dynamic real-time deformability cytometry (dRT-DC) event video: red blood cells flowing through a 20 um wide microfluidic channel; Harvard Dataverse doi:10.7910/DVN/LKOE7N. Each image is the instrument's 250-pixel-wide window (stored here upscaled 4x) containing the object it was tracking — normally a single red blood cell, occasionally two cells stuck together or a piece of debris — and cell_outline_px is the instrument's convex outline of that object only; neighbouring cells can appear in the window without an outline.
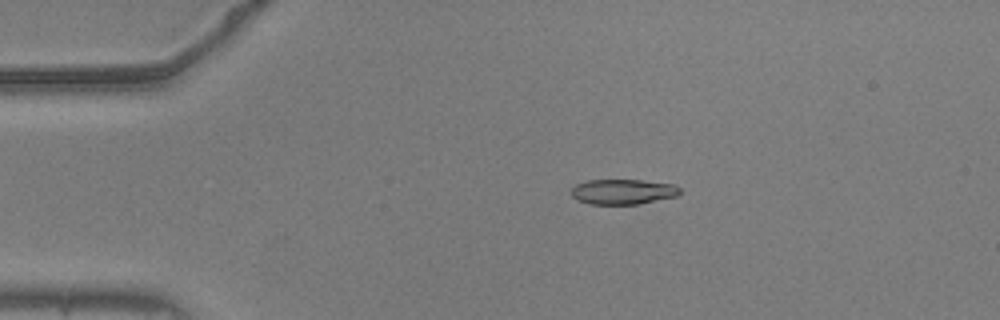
{"species": "common noctule bat (a hibernating species)", "species_latin": "Nyctalus noctula", "temperature_condition": "warm", "stored_images_in_passage": 48, "camera_frame_rate_fps": 3000, "um_per_image_px": 0.085, "animal": {"sex": "male", "body_mass_g": 20.5, "forearm_length_mm": 52.5}, "frame": {"image": 1, "passage_image": 4, "time_ms": 1.0, "image_size_px": [1000, 320], "cell_outline_px": [[680, 196], [636, 204], [592, 204], [576, 200], [568, 192], [576, 184], [588, 180], [640, 180], [672, 184], [680, 188]], "centroid_in_image_um": [52.92, 16.3], "position_along_channel_um": 32.1, "area_um2": 16.01}}
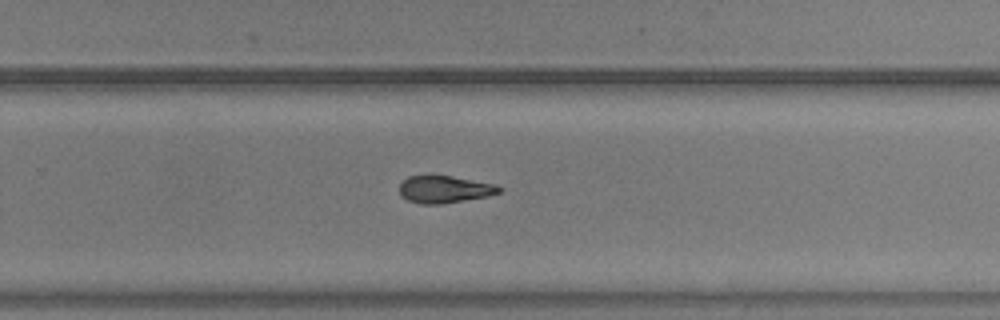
{"frame": {"image": 2, "passage_image": 29, "time_ms": 9.333, "image_size_px": [1000, 320], "cell_outline_px": [[504, 188], [500, 192], [488, 196], [440, 204], [420, 204], [408, 200], [400, 196], [400, 184], [408, 176], [428, 172], [432, 172], [496, 184]], "centroid_in_image_um": [37.75, 16.04], "position_along_channel_um": 292.0, "area_um2": 16.53}}
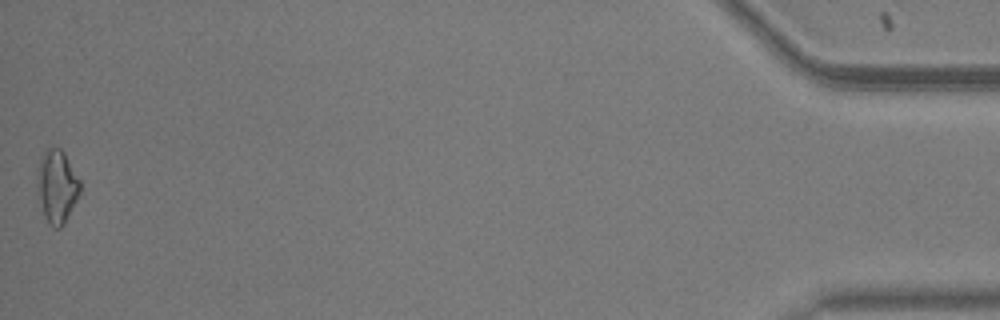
{"frame": {"image": 3, "passage_image": 48, "time_ms": 15.667, "image_size_px": [1000, 320], "cell_outline_px": [[80, 192], [64, 224], [60, 228], [56, 228], [48, 224], [44, 216], [36, 196], [36, 176], [40, 156], [48, 148], [60, 148], [64, 152], [80, 180]], "centroid_in_image_um": [4.79, 15.85], "position_along_channel_um": 430.4, "area_um2": 18.55}, "authors_computed_cell_mechanics": {"area_um2": 16.4441, "velocity_mm_per_s": 3.6841, "shape_relaxation_time_tau1_ms": 7.5253, "shape_relaxation_time_tau2_ms": 6.988, "deformation_change_tau1": 0.206, "deformation_change_tau2": 0.1446}}